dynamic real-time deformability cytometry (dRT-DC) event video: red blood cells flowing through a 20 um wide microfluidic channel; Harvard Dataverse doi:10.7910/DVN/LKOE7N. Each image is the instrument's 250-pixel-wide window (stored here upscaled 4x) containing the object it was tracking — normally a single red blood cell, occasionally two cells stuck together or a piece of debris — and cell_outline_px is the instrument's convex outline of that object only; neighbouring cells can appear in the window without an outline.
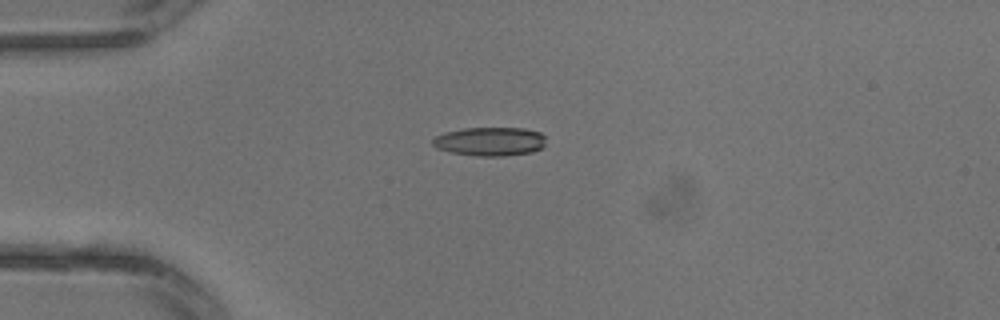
{"species": "common noctule bat (a hibernating species)", "species_latin": "Nyctalus noctula", "temperature_condition": "warm", "stored_images_in_passage": 3, "camera_frame_rate_fps": 3000, "um_per_image_px": 0.085, "animal": {"sex": "male", "body_mass_g": 13.3}, "frame": {"image": 1, "passage_image": 3, "time_ms": 0.667, "image_size_px": [1000, 320], "cell_outline_px": [[544, 148], [532, 152], [504, 156], [476, 156], [452, 152], [436, 148], [432, 144], [432, 140], [436, 136], [444, 132], [464, 128], [524, 128], [540, 132], [544, 136]], "centroid_in_image_um": [41.65, 12.02], "position_along_channel_um": 43.3, "area_um2": 19.07}}